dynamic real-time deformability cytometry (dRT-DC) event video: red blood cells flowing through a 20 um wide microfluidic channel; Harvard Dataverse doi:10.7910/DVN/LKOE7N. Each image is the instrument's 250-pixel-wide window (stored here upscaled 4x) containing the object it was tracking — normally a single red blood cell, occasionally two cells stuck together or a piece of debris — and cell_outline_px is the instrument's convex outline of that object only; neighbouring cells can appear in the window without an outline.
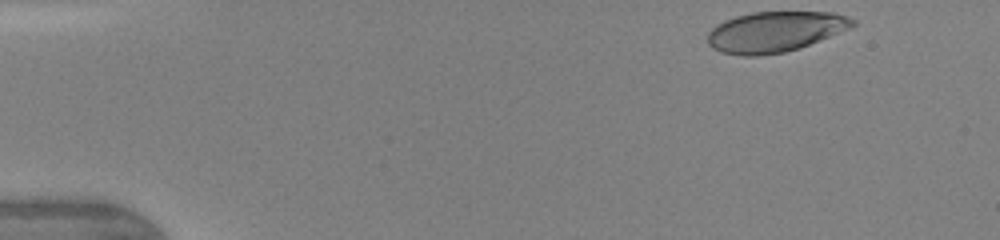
{"species": "human", "species_latin": "Homo sapiens", "temperature_condition": "warm", "stored_images_in_passage": 27, "camera_frame_rate_fps": 3000, "um_per_image_px": 0.085, "donor": {"sex": "female"}, "frame": {"image": 1, "passage_image": 1, "time_ms": 0.0, "image_size_px": [1000, 240], "cell_outline_px": [[856, 24], [848, 28], [800, 48], [784, 52], [756, 56], [744, 56], [720, 52], [712, 48], [708, 44], [708, 32], [716, 24], [724, 20], [736, 16], [752, 12], [832, 12], [848, 16], [856, 20]], "centroid_in_image_um": [65.84, 2.69], "position_along_channel_um": 19.2, "area_um2": 34.16}}
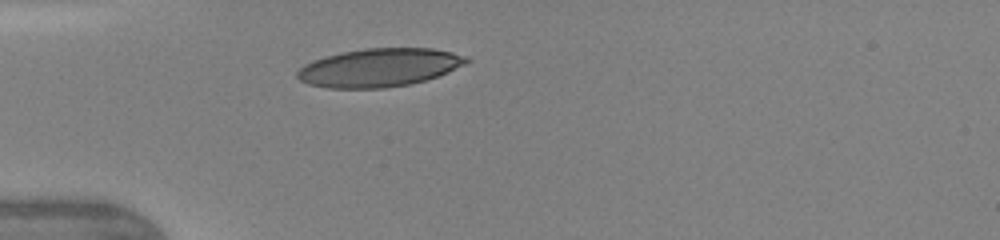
{"frame": {"image": 2, "passage_image": 12, "time_ms": 3.0, "image_size_px": [1000, 240], "cell_outline_px": [[472, 60], [448, 72], [424, 80], [408, 84], [384, 88], [328, 88], [308, 84], [300, 80], [296, 76], [296, 72], [304, 64], [312, 60], [324, 56], [340, 52], [364, 48], [432, 48], [452, 52], [468, 56]], "centroid_in_image_um": [32.21, 5.73], "position_along_channel_um": 52.8, "area_um2": 37.86}}